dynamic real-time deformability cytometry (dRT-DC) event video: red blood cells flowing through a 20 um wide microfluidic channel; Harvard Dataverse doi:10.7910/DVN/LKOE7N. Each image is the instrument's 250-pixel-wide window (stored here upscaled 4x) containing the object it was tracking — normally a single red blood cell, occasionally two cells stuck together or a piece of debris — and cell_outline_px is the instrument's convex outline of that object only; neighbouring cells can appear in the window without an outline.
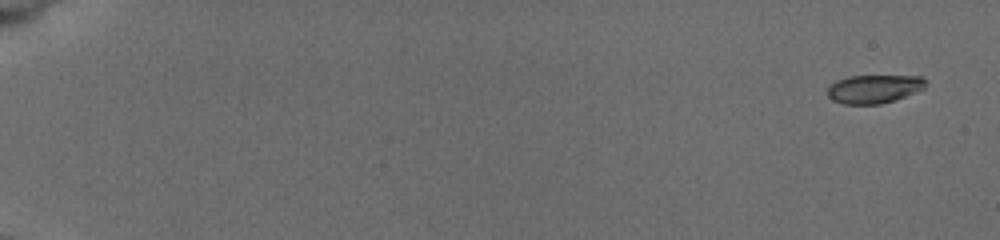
{"species": "common noctule bat (a hibernating species)", "species_latin": "Nyctalus noctula", "temperature_condition": "cold", "stored_images_in_passage": 57, "camera_frame_rate_fps": 3000, "um_per_image_px": 0.085, "animal": {"sex": "female", "body_mass_g": 19.5, "forearm_length_mm": 54.1}, "frame": {"image": 1, "passage_image": 1, "time_ms": 0.0, "image_size_px": [1000, 240], "cell_outline_px": [[928, 80], [924, 88], [904, 96], [880, 104], [844, 104], [832, 100], [828, 96], [828, 88], [836, 80], [848, 76], [920, 76]], "centroid_in_image_um": [74.28, 7.55], "position_along_channel_um": 10.7, "area_um2": 16.13}}
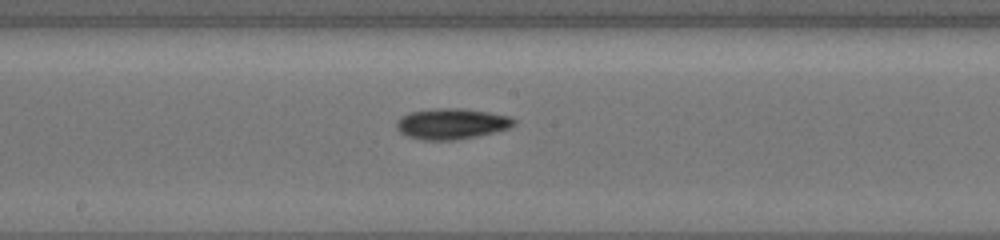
{"frame": {"image": 2, "passage_image": 33, "time_ms": 10.0, "image_size_px": [1000, 240], "cell_outline_px": [[516, 124], [508, 128], [476, 136], [456, 140], [420, 140], [408, 136], [400, 132], [396, 128], [396, 120], [400, 116], [408, 112], [436, 108], [464, 108], [488, 112], [508, 116], [516, 120]], "centroid_in_image_um": [38.33, 10.51], "position_along_channel_um": 209.9, "area_um2": 21.15}}
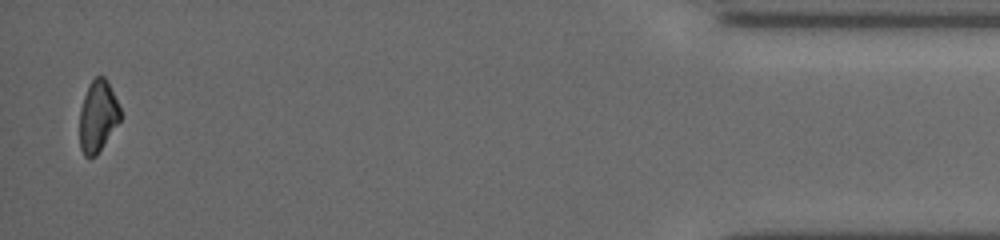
{"frame": {"image": 3, "passage_image": 57, "time_ms": 17.333, "image_size_px": [1000, 240], "cell_outline_px": [[120, 120], [96, 156], [84, 156], [80, 148], [80, 108], [88, 84], [96, 76], [104, 76], [120, 108]], "centroid_in_image_um": [8.29, 9.88], "position_along_channel_um": 426.9, "area_um2": 16.65}, "authors_computed_cell_mechanics": {"area_um2": 18.785, "velocity_mm_per_s": 3.8946, "shape_relaxation_time_tau1_ms": 2.5426, "shape_relaxation_time_tau2_ms": 4.926, "deformation_change_tau1": 0.1153, "deformation_change_tau2": 0.0963}}